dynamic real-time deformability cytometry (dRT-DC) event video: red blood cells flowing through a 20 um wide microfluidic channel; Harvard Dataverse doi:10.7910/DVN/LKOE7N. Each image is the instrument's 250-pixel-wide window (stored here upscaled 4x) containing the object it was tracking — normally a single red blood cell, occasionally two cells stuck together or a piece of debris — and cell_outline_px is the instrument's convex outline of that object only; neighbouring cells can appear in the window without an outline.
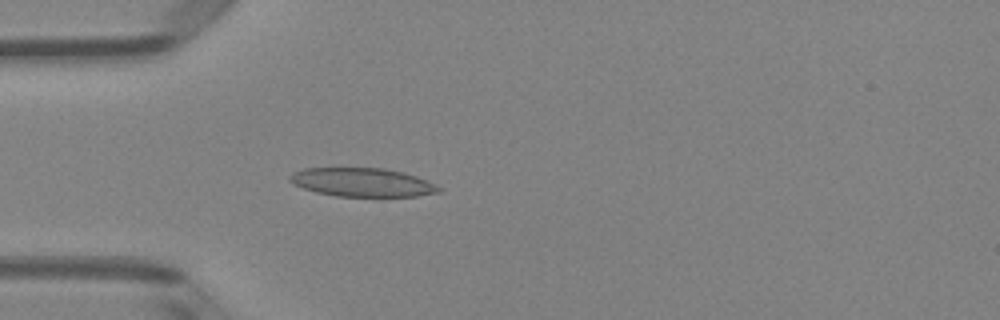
{"species": "Egyptian fruit bat (a non-hibernating species)", "species_latin": "Rousettus aegyptiacus", "temperature_condition": "room temperature", "stored_images_in_passage": 49, "camera_frame_rate_fps": 3000, "um_per_image_px": 0.085, "animal": {"sex": "female"}, "frame": {"image": 1, "passage_image": 14, "time_ms": 4.333, "image_size_px": [1000, 320], "cell_outline_px": [[444, 188], [440, 192], [416, 196], [336, 196], [316, 192], [292, 184], [288, 180], [288, 176], [292, 172], [304, 168], [384, 168], [404, 172], [416, 176]], "centroid_in_image_um": [30.78, 15.49], "position_along_channel_um": 54.2, "area_um2": 24.97}}
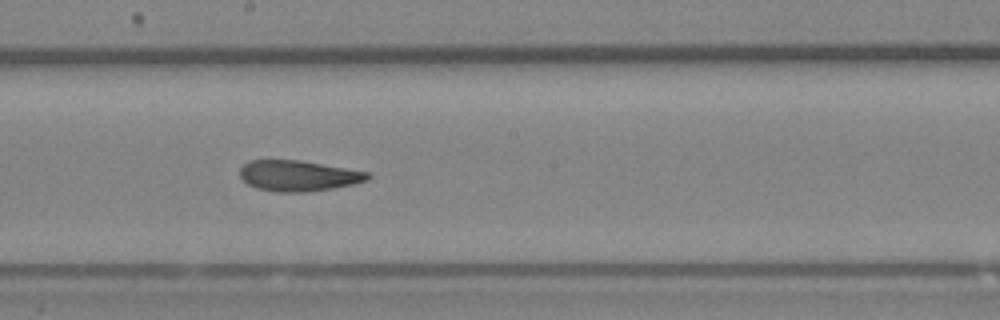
{"frame": {"image": 2, "passage_image": 27, "time_ms": 8.667, "image_size_px": [1000, 320], "cell_outline_px": [[372, 176], [368, 180], [356, 184], [308, 192], [276, 192], [256, 188], [248, 184], [240, 176], [240, 168], [248, 160], [300, 160], [372, 172]], "centroid_in_image_um": [25.41, 14.94], "position_along_channel_um": 222.8, "area_um2": 23.18}}
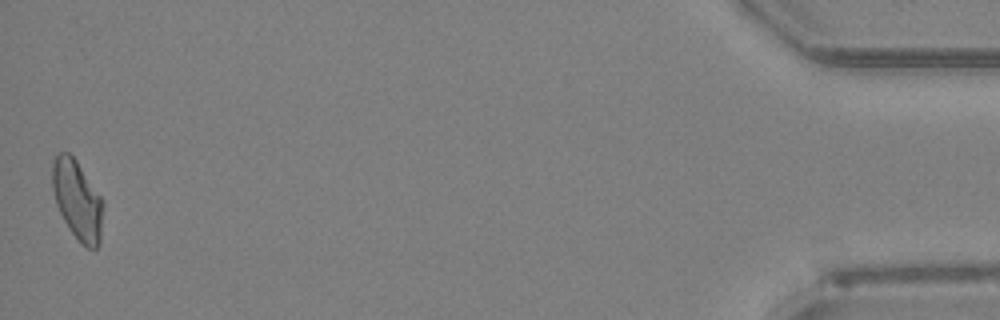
{"frame": {"image": 3, "passage_image": 49, "time_ms": 16.0, "image_size_px": [1000, 320], "cell_outline_px": [[104, 200], [100, 244], [96, 248], [88, 248], [72, 232], [64, 220], [56, 204], [52, 188], [52, 160], [56, 152], [68, 152], [76, 160]], "centroid_in_image_um": [6.58, 16.95], "position_along_channel_um": 428.6, "area_um2": 23.47}, "authors_computed_cell_mechanics": {"area_um2": 23.7558, "velocity_mm_per_s": 4.0637, "shape_relaxation_time_tau1_ms": null, "shape_relaxation_time_tau2_ms": 4.3218, "deformation_change_tau1": null, "deformation_change_tau2": 0.1169}}